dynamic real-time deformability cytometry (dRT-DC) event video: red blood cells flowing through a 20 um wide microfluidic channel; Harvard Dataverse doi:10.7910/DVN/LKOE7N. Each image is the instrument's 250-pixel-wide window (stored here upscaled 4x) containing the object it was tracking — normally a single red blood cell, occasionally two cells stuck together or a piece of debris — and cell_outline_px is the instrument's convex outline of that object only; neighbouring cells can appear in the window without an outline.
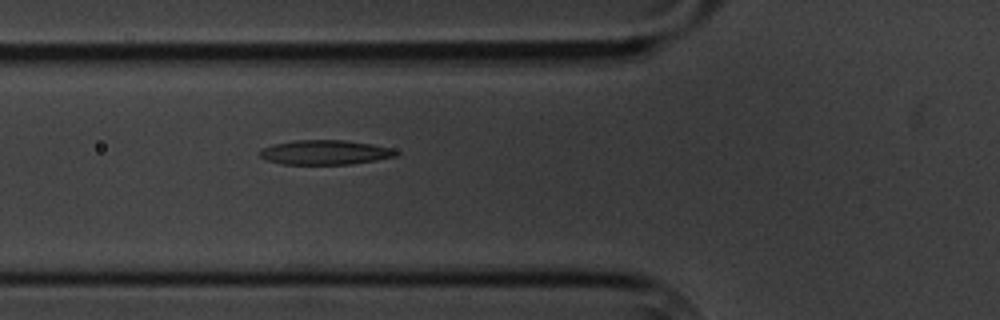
{"species": "common noctule bat (a hibernating species)", "species_latin": "Nyctalus noctula", "temperature_condition": "cold", "stored_images_in_passage": 6, "camera_frame_rate_fps": 3000, "um_per_image_px": 0.085, "animal": {"sex": "male", "body_mass_g": 20.1, "forearm_length_mm": 53.5}, "frame": {"image": 1, "passage_image": 6, "time_ms": 5.667, "image_size_px": [1000, 320], "cell_outline_px": [[400, 156], [352, 164], [280, 164], [268, 160], [260, 156], [260, 148], [272, 144], [296, 140], [344, 140], [372, 144], [392, 148], [400, 152]], "centroid_in_image_um": [27.67, 12.95], "position_along_channel_um": 98.1, "area_um2": 19.65}}